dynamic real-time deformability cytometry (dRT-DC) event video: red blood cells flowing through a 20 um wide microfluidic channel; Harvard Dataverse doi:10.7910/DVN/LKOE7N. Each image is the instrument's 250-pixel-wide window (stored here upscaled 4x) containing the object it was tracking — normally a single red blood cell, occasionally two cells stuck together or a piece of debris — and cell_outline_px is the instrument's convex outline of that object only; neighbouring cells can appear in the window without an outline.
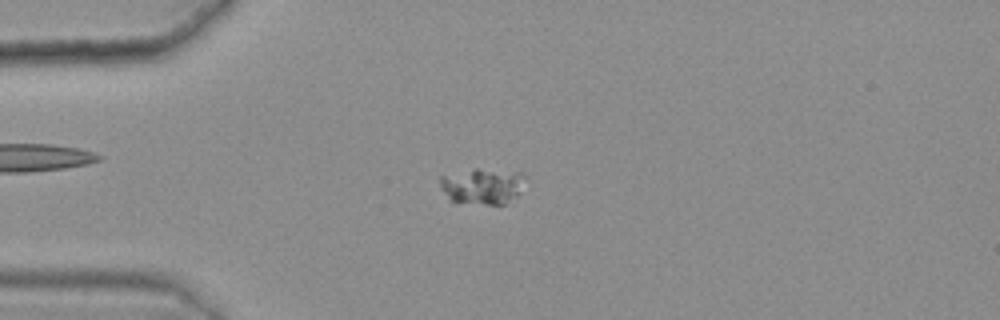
{"species": "common noctule bat (a hibernating species)", "species_latin": "Nyctalus noctula", "temperature_condition": "warm", "stored_images_in_passage": 46, "camera_frame_rate_fps": 3000, "um_per_image_px": 0.085, "animal": {"sex": "female", "body_mass_g": 25.1}, "frame": {"image": 1, "passage_image": 15, "time_ms": 4.667, "image_size_px": [1000, 320], "cell_outline_px": [[524, 176], [520, 192], [516, 196], [504, 204], [484, 204], [448, 200], [440, 188], [440, 176], [476, 168], [524, 172]], "centroid_in_image_um": [40.98, 15.8], "position_along_channel_um": 44.0, "area_um2": 17.8}}
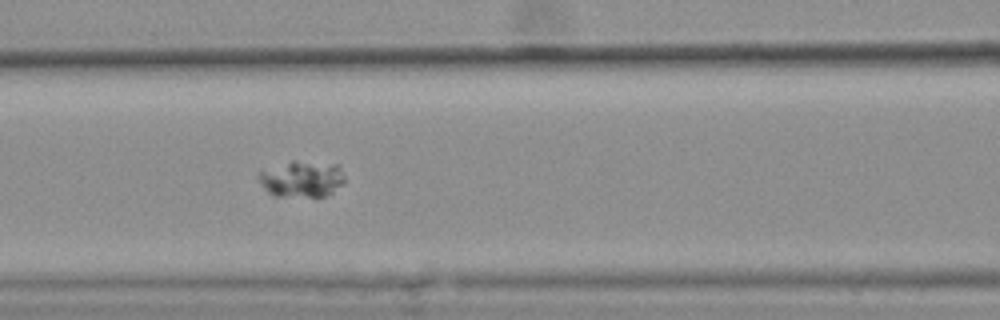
{"frame": {"image": 2, "passage_image": 25, "time_ms": 8.0, "image_size_px": [1000, 320], "cell_outline_px": [[344, 180], [332, 192], [324, 196], [276, 196], [268, 192], [264, 188], [260, 180], [260, 172], [292, 160], [296, 160], [340, 164], [344, 176]], "centroid_in_image_um": [25.7, 15.19], "position_along_channel_um": 140.9, "area_um2": 17.92}}
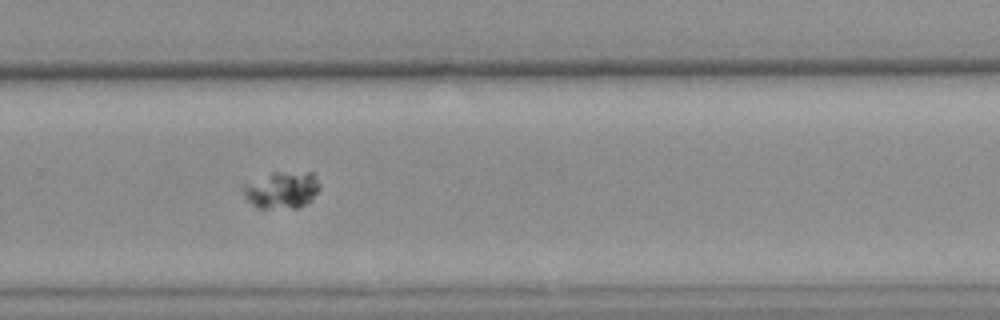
{"frame": {"image": 3, "passage_image": 39, "time_ms": 12.667, "image_size_px": [1000, 320], "cell_outline_px": [[320, 188], [312, 200], [308, 204], [296, 208], [256, 208], [244, 196], [244, 184], [272, 172], [312, 172]], "centroid_in_image_um": [23.97, 16.16], "position_along_channel_um": 305.8, "area_um2": 16.42}}